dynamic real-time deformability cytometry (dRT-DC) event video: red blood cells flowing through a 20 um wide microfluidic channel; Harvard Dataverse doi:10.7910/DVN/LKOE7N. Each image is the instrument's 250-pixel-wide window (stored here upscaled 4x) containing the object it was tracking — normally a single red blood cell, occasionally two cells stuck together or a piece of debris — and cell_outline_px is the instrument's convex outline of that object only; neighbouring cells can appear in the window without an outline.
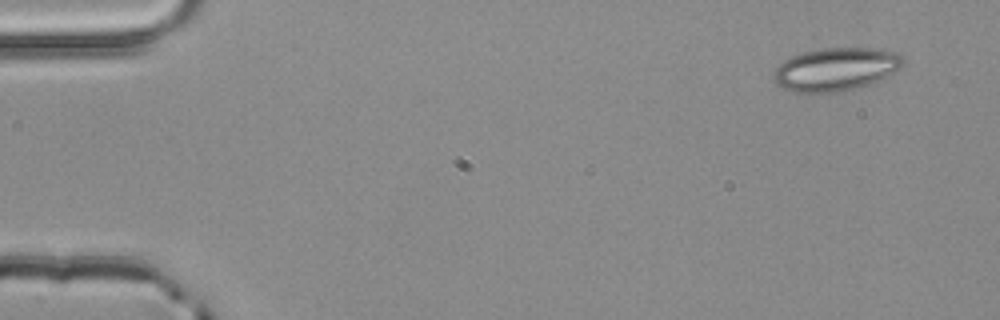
{"species": "common noctule bat (a hibernating species)", "species_latin": "Nyctalus noctula", "temperature_condition": "room temperature", "stored_images_in_passage": 3, "camera_frame_rate_fps": 3000, "um_per_image_px": 0.085, "animal": {"sex": "male", "body_mass_g": 20.4}, "frame": {"image": 1, "passage_image": 1, "time_ms": 0.0, "image_size_px": [1000, 320], "cell_outline_px": [[904, 64], [900, 68], [860, 88], [840, 92], [796, 92], [784, 88], [776, 84], [776, 68], [784, 60], [792, 56], [804, 52], [824, 48], [884, 48], [896, 52], [904, 60]], "centroid_in_image_um": [71.08, 5.87], "position_along_channel_um": 13.9, "area_um2": 32.14}}